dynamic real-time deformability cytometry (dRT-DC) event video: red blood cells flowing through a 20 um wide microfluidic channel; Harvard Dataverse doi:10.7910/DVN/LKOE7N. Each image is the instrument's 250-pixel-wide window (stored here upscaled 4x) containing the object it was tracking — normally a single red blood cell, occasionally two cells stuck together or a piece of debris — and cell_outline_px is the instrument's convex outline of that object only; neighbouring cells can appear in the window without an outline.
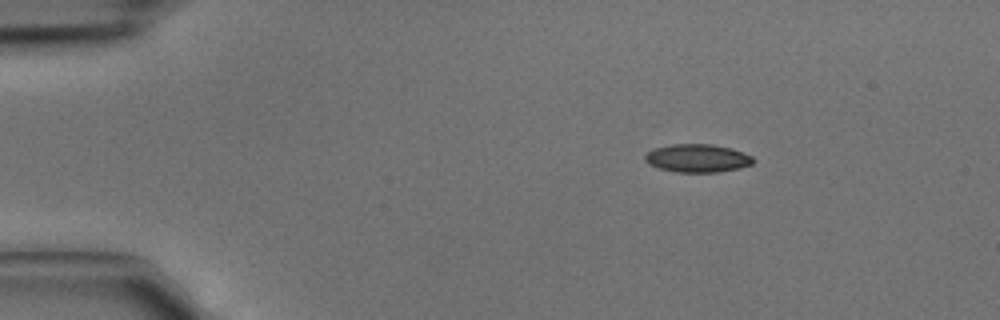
{"species": "common noctule bat (a hibernating species)", "species_latin": "Nyctalus noctula", "temperature_condition": "cold", "stored_images_in_passage": 2, "camera_frame_rate_fps": 3000, "um_per_image_px": 0.085, "animal": {"sex": "male", "body_mass_g": 15.6}, "frame": {"image": 1, "passage_image": 1, "time_ms": 0.0, "image_size_px": [1000, 320], "cell_outline_px": [[756, 160], [752, 164], [740, 168], [716, 172], [676, 172], [660, 168], [648, 164], [644, 160], [644, 156], [648, 152], [656, 148], [672, 144], [712, 144], [732, 148], [752, 156]], "centroid_in_image_um": [59.3, 13.44], "position_along_channel_um": 25.7, "area_um2": 17.74}}